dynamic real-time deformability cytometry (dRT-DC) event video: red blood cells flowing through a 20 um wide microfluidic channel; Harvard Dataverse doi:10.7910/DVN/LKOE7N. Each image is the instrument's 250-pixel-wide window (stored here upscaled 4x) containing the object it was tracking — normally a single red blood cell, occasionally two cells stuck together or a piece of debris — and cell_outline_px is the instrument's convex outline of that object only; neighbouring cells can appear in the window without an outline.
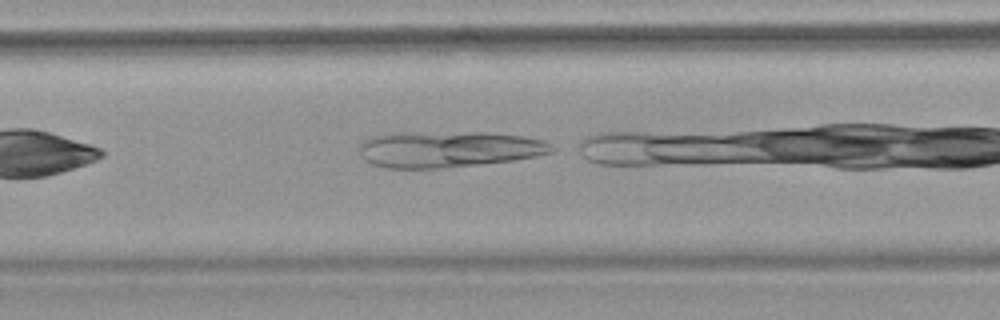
{"species": "common noctule bat (a hibernating species)", "species_latin": "Nyctalus noctula", "temperature_condition": "warm", "stored_images_in_passage": 6, "camera_frame_rate_fps": 3000, "um_per_image_px": 0.085, "animal": {"sex": "female", "body_mass_g": 18.4}, "frame": {"image": 1, "passage_image": 4, "time_ms": 3.667, "image_size_px": [1000, 320], "cell_outline_px": [[556, 148], [552, 152], [536, 156], [512, 160], [440, 168], [388, 168], [372, 164], [364, 160], [360, 152], [360, 144], [364, 140], [376, 136], [392, 132], [488, 132], [524, 136], [544, 140], [552, 144]], "centroid_in_image_um": [38.14, 12.66], "position_along_channel_um": 169.3, "area_um2": 40.69}}